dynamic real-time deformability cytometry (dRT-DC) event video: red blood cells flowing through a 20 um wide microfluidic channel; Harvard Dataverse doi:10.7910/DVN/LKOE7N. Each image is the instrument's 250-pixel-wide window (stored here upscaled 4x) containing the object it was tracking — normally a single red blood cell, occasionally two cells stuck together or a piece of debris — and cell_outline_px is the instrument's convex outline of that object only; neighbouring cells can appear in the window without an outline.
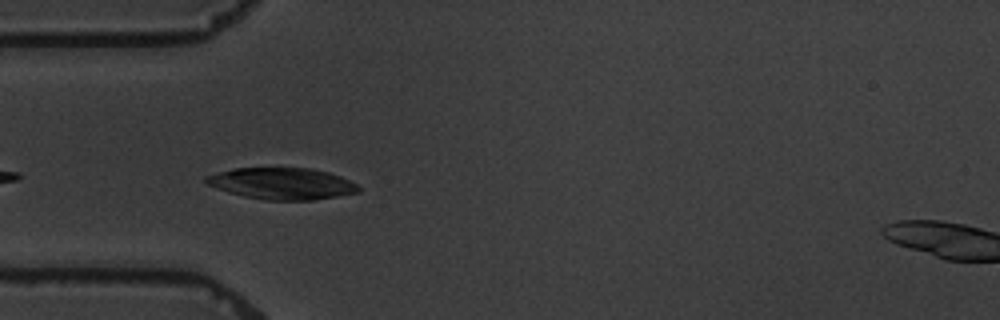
{"species": "common noctule bat (a hibernating species)", "species_latin": "Nyctalus noctula", "temperature_condition": "warm", "stored_images_in_passage": 6, "camera_frame_rate_fps": 3000, "um_per_image_px": 0.085, "animal": {"sex": "male", "body_mass_g": 19.5, "forearm_length_mm": 54.6}, "frame": {"image": 1, "passage_image": 4, "time_ms": 3.333, "image_size_px": [1000, 320], "cell_outline_px": [[360, 192], [316, 200], [268, 200], [244, 196], [228, 192], [216, 188], [208, 184], [204, 180], [204, 176], [216, 172], [232, 168], [312, 168], [328, 172], [340, 176], [356, 184], [360, 188]], "centroid_in_image_um": [23.95, 15.6], "position_along_channel_um": 61.0, "area_um2": 28.15}}
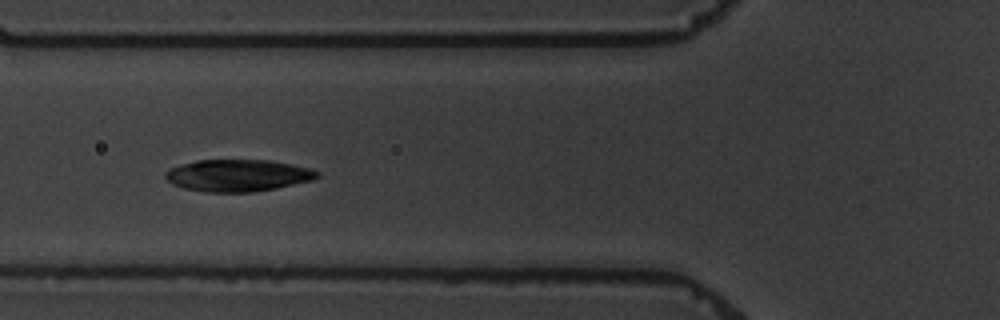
{"frame": {"image": 2, "passage_image": 5, "time_ms": 4.667, "image_size_px": [1000, 320], "cell_outline_px": [[320, 176], [312, 180], [276, 188], [252, 192], [204, 192], [184, 188], [172, 184], [164, 176], [164, 172], [168, 168], [180, 164], [196, 160], [272, 160], [292, 164], [308, 168], [320, 172]], "centroid_in_image_um": [20.19, 14.9], "position_along_channel_um": 105.6, "area_um2": 28.44}}
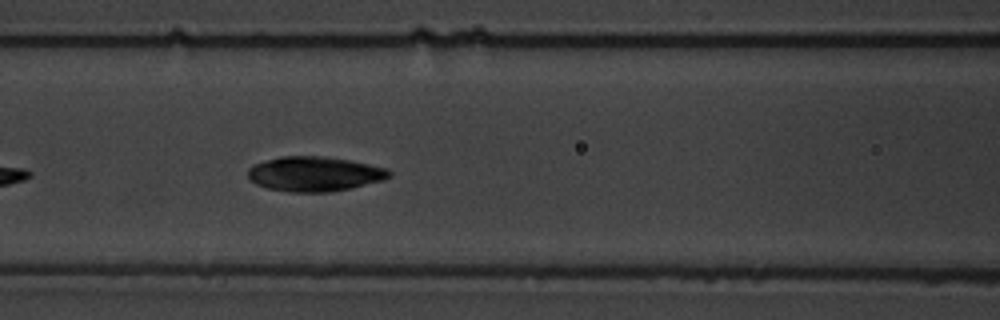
{"frame": {"image": 3, "passage_image": 6, "time_ms": 5.667, "image_size_px": [1000, 320], "cell_outline_px": [[392, 176], [384, 180], [352, 188], [328, 192], [288, 192], [268, 188], [256, 184], [248, 176], [248, 168], [252, 164], [280, 156], [324, 156], [348, 160], [388, 168], [392, 172]], "centroid_in_image_um": [26.75, 14.78], "position_along_channel_um": 139.8, "area_um2": 28.78}}